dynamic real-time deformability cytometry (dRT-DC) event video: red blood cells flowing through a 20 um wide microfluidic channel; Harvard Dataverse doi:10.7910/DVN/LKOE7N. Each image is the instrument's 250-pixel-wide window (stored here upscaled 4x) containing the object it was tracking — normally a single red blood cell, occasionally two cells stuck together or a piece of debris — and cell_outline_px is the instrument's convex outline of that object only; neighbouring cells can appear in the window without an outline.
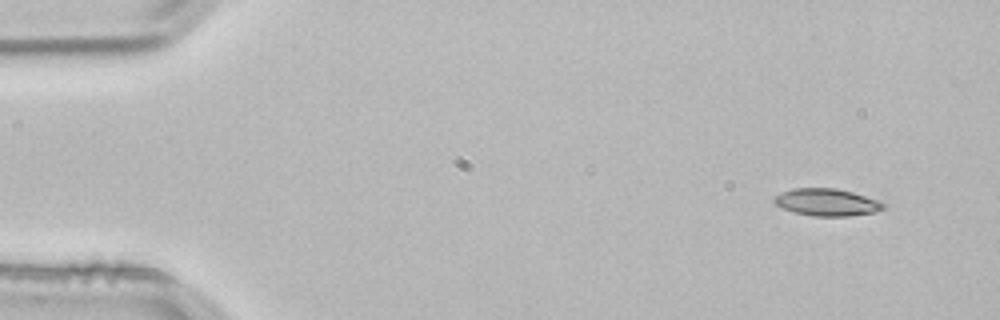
{"species": "common noctule bat (a hibernating species)", "species_latin": "Nyctalus noctula", "temperature_condition": "room temperature", "stored_images_in_passage": 3, "camera_frame_rate_fps": 3000, "um_per_image_px": 0.085, "animal": {"sex": "male", "body_mass_g": 21.5, "forearm_length_mm": 52.0}, "frame": {"image": 1, "passage_image": 1, "time_ms": 0.0, "image_size_px": [1000, 320], "cell_outline_px": [[884, 208], [876, 212], [848, 216], [812, 216], [792, 212], [776, 204], [772, 200], [780, 192], [792, 188], [836, 188], [852, 192], [880, 200], [884, 204]], "centroid_in_image_um": [70.28, 17.19], "position_along_channel_um": 14.7, "area_um2": 17.4}}
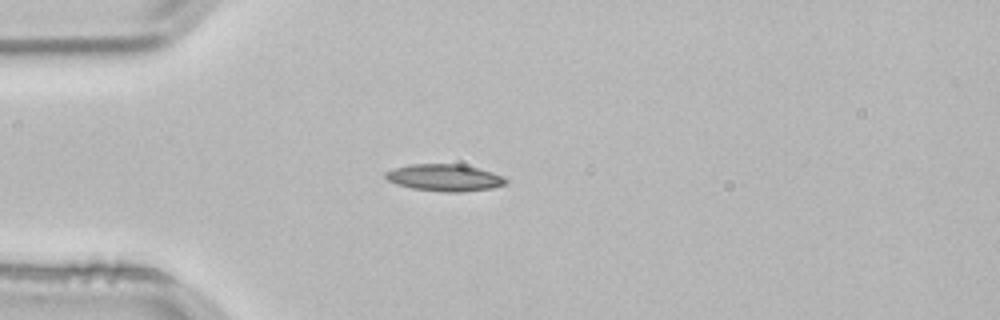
{"frame": {"image": 2, "passage_image": 3, "time_ms": 0.667, "image_size_px": [1000, 320], "cell_outline_px": [[508, 184], [492, 188], [464, 192], [440, 192], [412, 188], [396, 184], [388, 180], [384, 176], [384, 172], [392, 168], [412, 164], [460, 164], [492, 172], [508, 180]], "centroid_in_image_um": [37.76, 15.11], "position_along_channel_um": 47.2, "area_um2": 18.96}}